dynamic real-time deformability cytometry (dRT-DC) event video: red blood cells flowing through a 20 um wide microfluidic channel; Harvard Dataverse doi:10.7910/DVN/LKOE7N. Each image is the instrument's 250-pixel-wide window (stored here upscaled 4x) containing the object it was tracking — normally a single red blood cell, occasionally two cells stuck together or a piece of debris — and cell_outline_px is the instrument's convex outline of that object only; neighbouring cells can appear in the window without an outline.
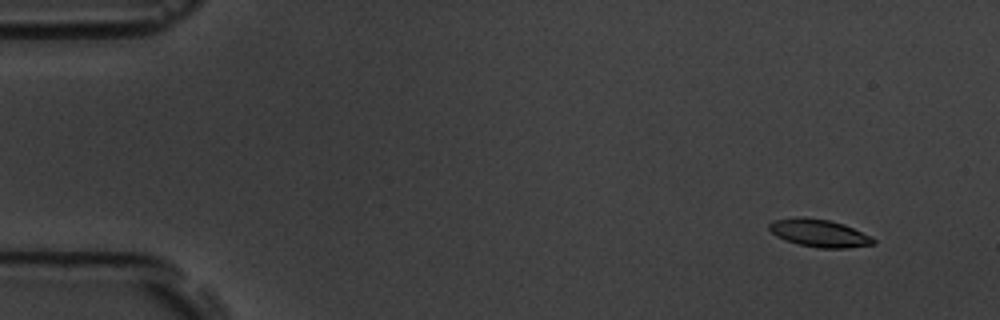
{"species": "common noctule bat (a hibernating species)", "species_latin": "Nyctalus noctula", "temperature_condition": "room temperature", "stored_images_in_passage": 15, "camera_frame_rate_fps": 3000, "um_per_image_px": 0.085, "animal": {"sex": "male", "body_mass_g": 19.5, "forearm_length_mm": 54.6}, "frame": {"image": 1, "passage_image": 2, "time_ms": 1.333, "image_size_px": [1000, 320], "cell_outline_px": [[876, 244], [848, 248], [820, 248], [800, 244], [776, 236], [768, 228], [768, 224], [772, 220], [804, 216], [828, 220], [844, 224], [872, 236], [876, 240]], "centroid_in_image_um": [69.67, 19.81], "position_along_channel_um": 15.3, "area_um2": 16.82}}
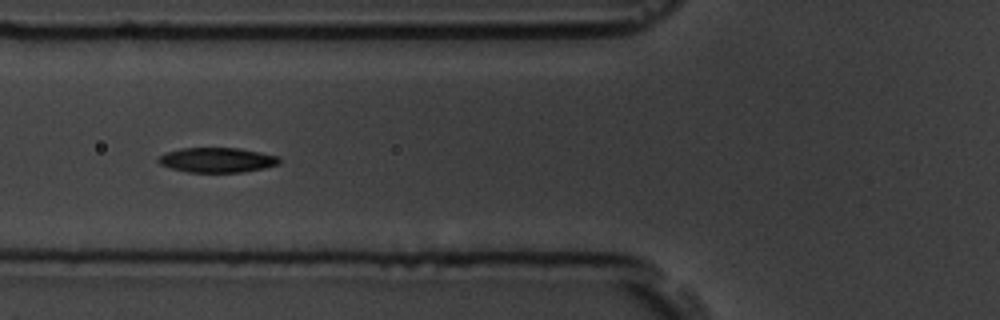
{"frame": {"image": 2, "passage_image": 6, "time_ms": 7.0, "image_size_px": [1000, 320], "cell_outline_px": [[280, 164], [264, 168], [240, 172], [188, 172], [172, 168], [160, 164], [156, 160], [164, 152], [180, 148], [240, 148], [280, 156]], "centroid_in_image_um": [18.46, 13.59], "position_along_channel_um": 107.3, "area_um2": 17.57}}
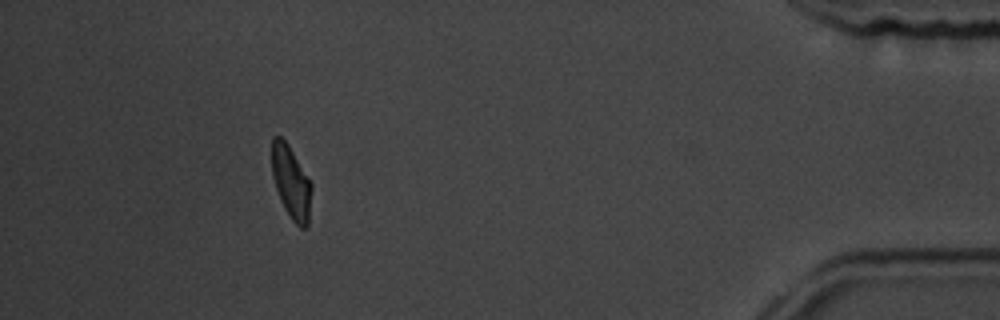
{"frame": {"image": 3, "passage_image": 14, "time_ms": 17.0, "image_size_px": [1000, 320], "cell_outline_px": [[312, 188], [308, 228], [300, 228], [292, 220], [284, 208], [280, 200], [272, 176], [272, 136], [280, 136], [288, 144], [312, 184]], "centroid_in_image_um": [24.75, 15.53], "position_along_channel_um": 410.5, "area_um2": 16.88}, "authors_computed_cell_mechanics": {"area_um2": 17.4556, "velocity_mm_per_s": 3.6154, "shape_relaxation_time_tau1_ms": 2.0639, "shape_relaxation_time_tau2_ms": 1.9132, "deformation_change_tau1": 0.1031, "deformation_change_tau2": 0.0582}}